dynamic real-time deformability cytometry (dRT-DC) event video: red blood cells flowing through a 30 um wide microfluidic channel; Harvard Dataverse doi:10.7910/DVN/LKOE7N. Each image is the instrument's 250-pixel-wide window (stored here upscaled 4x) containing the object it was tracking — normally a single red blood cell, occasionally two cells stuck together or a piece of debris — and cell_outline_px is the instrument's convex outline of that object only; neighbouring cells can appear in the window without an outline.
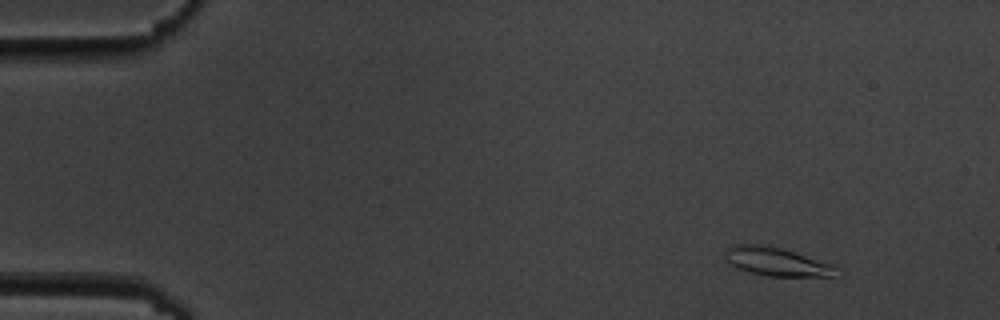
{"species": "common noctule bat (a hibernating species)", "species_latin": "Nyctalus noctula", "temperature_condition": "cold", "stored_images_in_passage": 5, "camera_frame_rate_fps": 3000, "um_per_image_px": 0.085, "animal": {"sex": "male", "body_mass_g": 19.5, "forearm_length_mm": 54.6}, "frame": {"image": 1, "passage_image": 2, "time_ms": 1.333, "image_size_px": [1000, 320], "cell_outline_px": [[836, 272], [832, 276], [768, 276], [736, 268], [728, 264], [724, 256], [724, 252], [732, 244], [768, 244], [784, 248], [832, 264]], "centroid_in_image_um": [65.92, 22.21], "position_along_channel_um": 19.1, "area_um2": 18.55}}
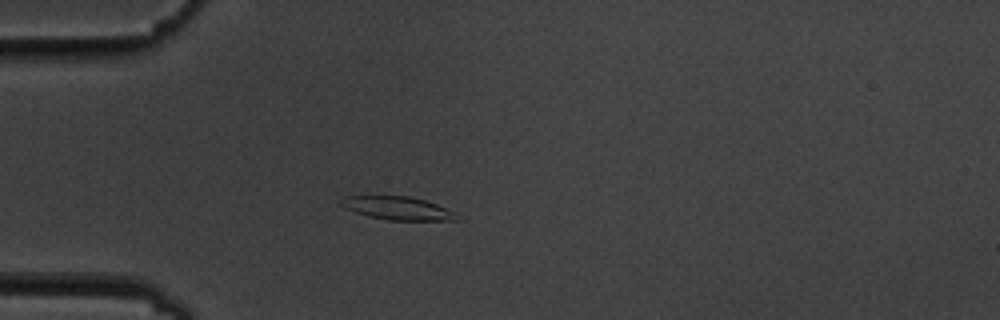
{"frame": {"image": 2, "passage_image": 5, "time_ms": 4.667, "image_size_px": [1000, 320], "cell_outline_px": [[456, 220], [388, 220], [368, 216], [344, 208], [340, 204], [340, 200], [344, 196], [412, 196], [436, 204], [456, 212]], "centroid_in_image_um": [33.76, 17.69], "position_along_channel_um": 51.2, "area_um2": 15.55}}